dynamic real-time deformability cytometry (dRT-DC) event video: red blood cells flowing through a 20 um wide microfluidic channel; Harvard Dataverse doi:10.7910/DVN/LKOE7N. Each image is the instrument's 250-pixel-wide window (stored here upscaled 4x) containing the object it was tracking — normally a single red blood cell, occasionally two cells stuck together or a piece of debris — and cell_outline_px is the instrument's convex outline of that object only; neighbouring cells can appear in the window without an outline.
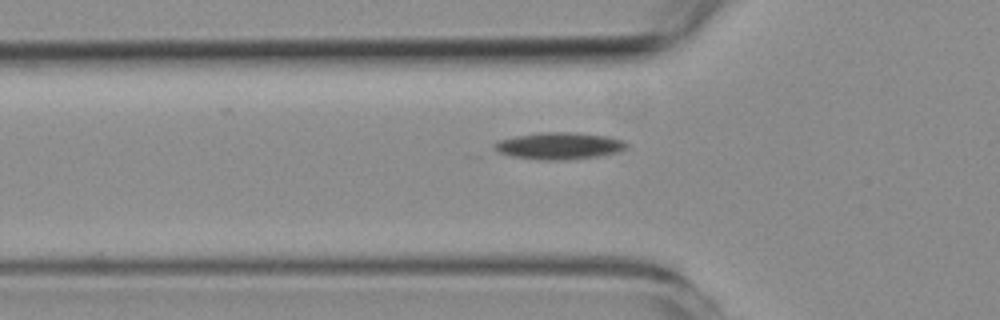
{"species": "common noctule bat (a hibernating species)", "species_latin": "Nyctalus noctula", "temperature_condition": "room temperature", "stored_images_in_passage": 37, "camera_frame_rate_fps": 3000, "um_per_image_px": 0.085, "animal": {"sex": "female", "body_mass_g": 19.3, "forearm_length_mm": 54.1}, "frame": {"image": 1, "passage_image": 5, "time_ms": 1.333, "image_size_px": [1000, 320], "cell_outline_px": [[628, 148], [620, 152], [600, 156], [568, 160], [540, 160], [476, 156], [492, 144], [500, 140], [516, 136], [540, 132], [568, 132], [608, 136], [624, 140], [628, 144]], "centroid_in_image_um": [47.17, 12.46], "position_along_channel_um": 78.6, "area_um2": 22.66}}
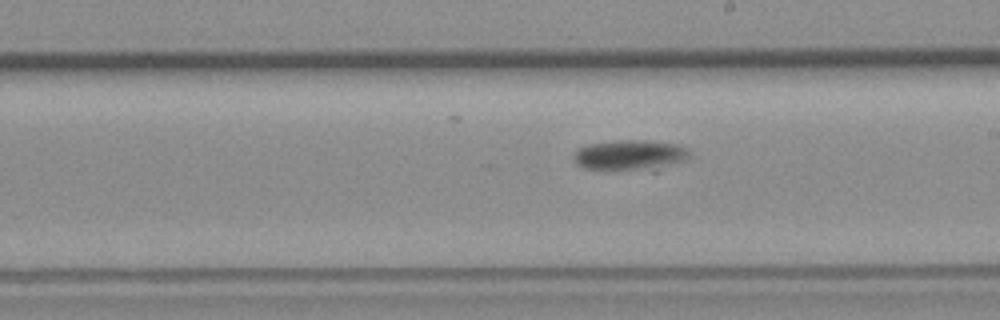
{"frame": {"image": 2, "passage_image": 18, "time_ms": 5.667, "image_size_px": [1000, 320], "cell_outline_px": [[688, 156], [660, 172], [652, 172], [584, 168], [576, 164], [572, 156], [580, 148], [588, 144], [616, 140], [648, 140], [680, 144], [688, 148]], "centroid_in_image_um": [53.59, 13.22], "position_along_channel_um": 235.4, "area_um2": 21.27}}
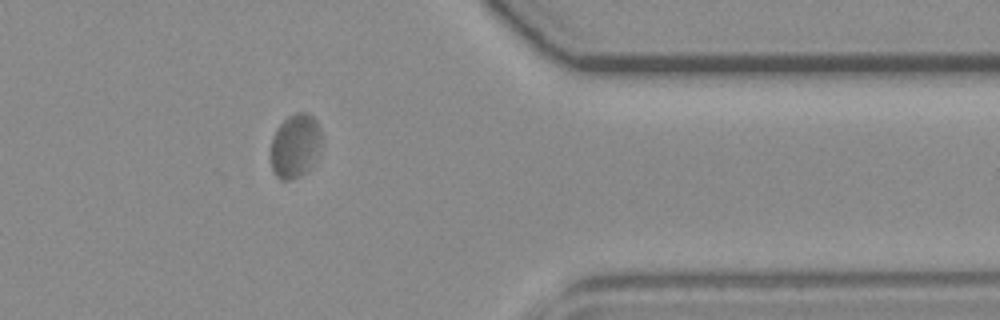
{"frame": {"image": 3, "passage_image": 32, "time_ms": 10.333, "image_size_px": [1000, 320], "cell_outline_px": [[320, 156], [300, 176], [288, 180], [280, 180], [272, 172], [268, 156], [268, 152], [272, 136], [276, 128], [288, 116], [296, 112], [308, 112], [316, 120], [320, 128]], "centroid_in_image_um": [25.04, 12.4], "position_along_channel_um": 386.4, "area_um2": 19.59}}